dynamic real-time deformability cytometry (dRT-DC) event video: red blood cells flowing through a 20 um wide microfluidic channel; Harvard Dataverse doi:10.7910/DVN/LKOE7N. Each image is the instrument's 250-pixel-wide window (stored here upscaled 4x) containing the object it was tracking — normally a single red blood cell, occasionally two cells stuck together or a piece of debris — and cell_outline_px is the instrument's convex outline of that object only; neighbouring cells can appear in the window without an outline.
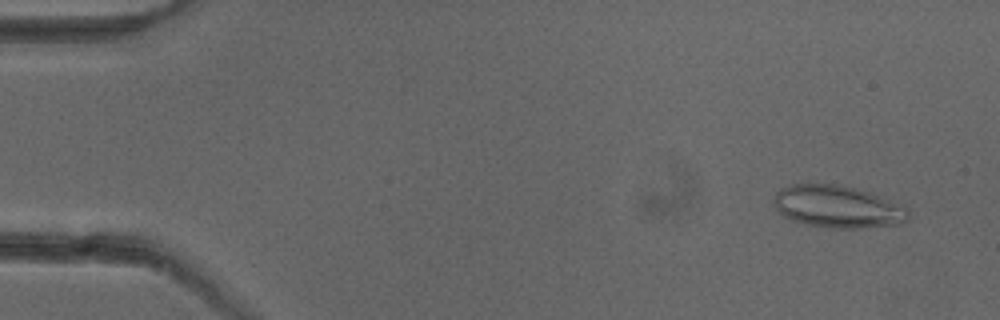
{"species": "common noctule bat (a hibernating species)", "species_latin": "Nyctalus noctula", "temperature_condition": "cold", "stored_images_in_passage": 52, "camera_frame_rate_fps": 3000, "um_per_image_px": 0.085, "animal": {"sex": "female"}, "frame": {"image": 1, "passage_image": 4, "time_ms": 1.0, "image_size_px": [1000, 320], "cell_outline_px": [[908, 220], [900, 224], [860, 228], [832, 228], [808, 224], [792, 220], [784, 216], [772, 204], [772, 200], [776, 192], [780, 188], [792, 184], [836, 184], [868, 192], [904, 208], [908, 212]], "centroid_in_image_um": [71.11, 17.57], "position_along_channel_um": 13.9, "area_um2": 32.6}}
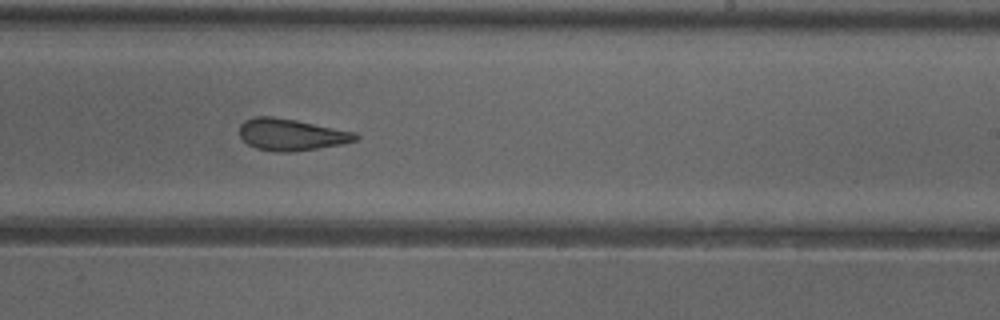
{"frame": {"image": 2, "passage_image": 32, "time_ms": 10.333, "image_size_px": [1000, 320], "cell_outline_px": [[360, 136], [356, 140], [344, 144], [292, 152], [276, 152], [256, 148], [248, 144], [240, 136], [240, 124], [244, 120], [256, 116], [272, 116], [296, 120], [356, 132]], "centroid_in_image_um": [24.77, 11.44], "position_along_channel_um": 264.2, "area_um2": 21.56}}
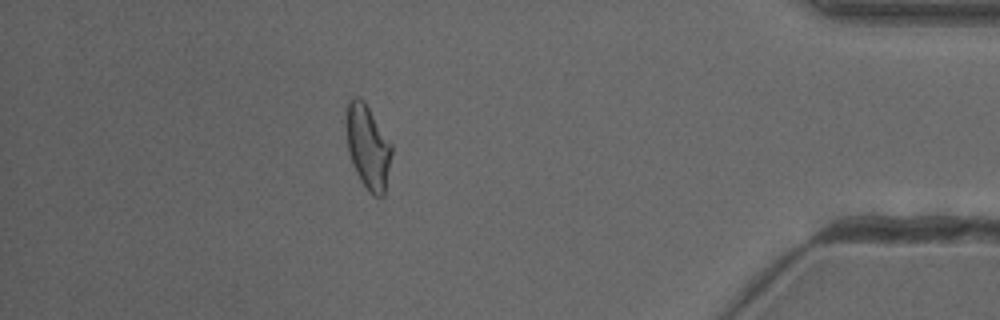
{"frame": {"image": 3, "passage_image": 46, "time_ms": 15.0, "image_size_px": [1000, 320], "cell_outline_px": [[392, 152], [384, 196], [372, 196], [360, 180], [356, 172], [348, 152], [344, 124], [344, 108], [348, 100], [356, 96], [360, 96], [364, 100], [392, 144]], "centroid_in_image_um": [31.22, 12.41], "position_along_channel_um": 404.0, "area_um2": 22.83}, "authors_computed_cell_mechanics": {"area_um2": 22.9466, "velocity_mm_per_s": 3.9745, "shape_relaxation_time_tau1_ms": null, "shape_relaxation_time_tau2_ms": 2.3602, "deformation_change_tau1": null, "deformation_change_tau2": 0.0961}}